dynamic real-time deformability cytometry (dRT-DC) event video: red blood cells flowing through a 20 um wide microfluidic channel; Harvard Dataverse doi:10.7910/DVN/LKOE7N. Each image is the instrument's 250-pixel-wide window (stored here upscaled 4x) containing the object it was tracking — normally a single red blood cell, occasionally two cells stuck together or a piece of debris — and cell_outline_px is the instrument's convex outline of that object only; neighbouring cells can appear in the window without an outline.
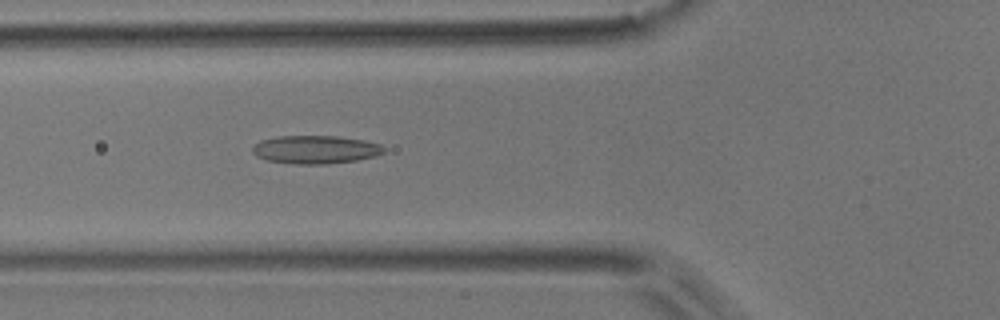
{"species": "common noctule bat (a hibernating species)", "species_latin": "Nyctalus noctula", "temperature_condition": "room temperature", "stored_images_in_passage": 53, "camera_frame_rate_fps": 3000, "um_per_image_px": 0.085, "animal": {"sex": "male", "body_mass_g": 17.9}, "frame": {"image": 1, "passage_image": 19, "time_ms": 6.0, "image_size_px": [1000, 320], "cell_outline_px": [[388, 148], [384, 152], [376, 156], [356, 160], [328, 164], [296, 164], [268, 160], [256, 156], [252, 152], [252, 148], [260, 140], [276, 136], [336, 136], [364, 140], [380, 144]], "centroid_in_image_um": [26.84, 12.71], "position_along_channel_um": 99.0, "area_um2": 21.68}}
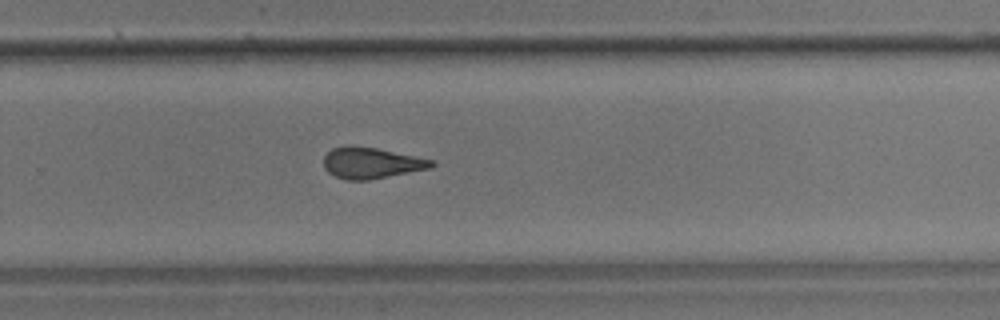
{"frame": {"image": 2, "passage_image": 35, "time_ms": 11.333, "image_size_px": [1000, 320], "cell_outline_px": [[436, 164], [432, 168], [368, 180], [348, 180], [336, 176], [328, 172], [324, 168], [324, 156], [332, 148], [348, 144], [352, 144], [376, 148], [436, 160]], "centroid_in_image_um": [31.58, 13.83], "position_along_channel_um": 298.2, "area_um2": 19.77}}
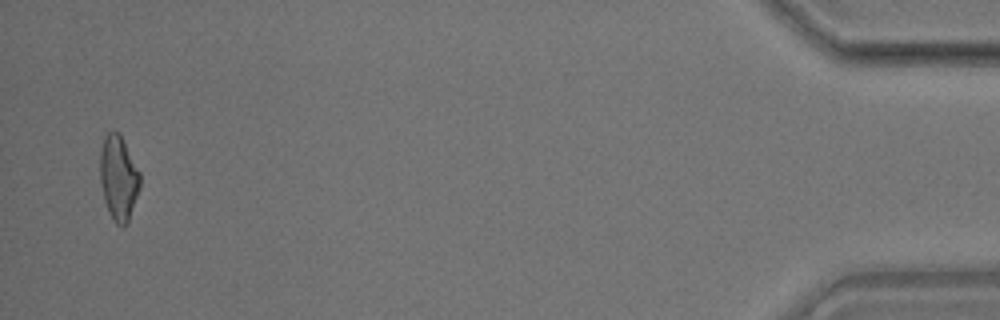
{"frame": {"image": 3, "passage_image": 52, "time_ms": 17.0, "image_size_px": [1000, 320], "cell_outline_px": [[140, 188], [128, 224], [124, 228], [116, 224], [112, 220], [108, 212], [104, 200], [100, 180], [100, 152], [104, 136], [108, 132], [120, 132], [140, 172]], "centroid_in_image_um": [10.08, 15.16], "position_along_channel_um": 425.1, "area_um2": 20.11}, "authors_computed_cell_mechanics": {"area_um2": 20.2878, "velocity_mm_per_s": 3.7393, "shape_relaxation_time_tau1_ms": null, "shape_relaxation_time_tau2_ms": 2.7276, "deformation_change_tau1": null, "deformation_change_tau2": 0.1263}}